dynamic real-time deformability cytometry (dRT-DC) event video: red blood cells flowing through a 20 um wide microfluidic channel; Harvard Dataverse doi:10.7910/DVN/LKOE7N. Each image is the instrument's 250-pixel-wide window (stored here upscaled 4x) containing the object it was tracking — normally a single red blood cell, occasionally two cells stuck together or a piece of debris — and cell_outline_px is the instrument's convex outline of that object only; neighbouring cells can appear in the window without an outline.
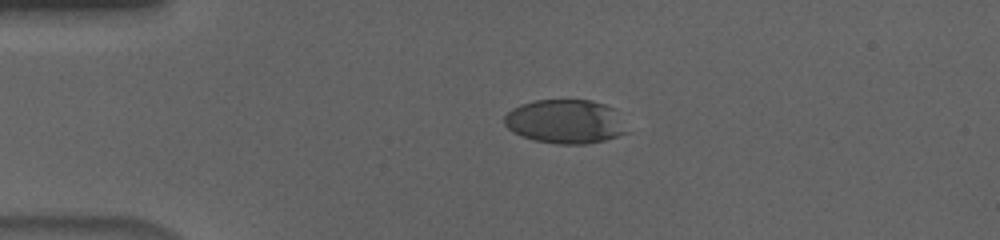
{"species": "human", "species_latin": "Homo sapiens", "temperature_condition": "cold", "stored_images_in_passage": 55, "camera_frame_rate_fps": 3000, "um_per_image_px": 0.085, "donor": {"sex": "male"}, "frame": {"image": 1, "passage_image": 12, "time_ms": 3.667, "image_size_px": [1000, 240], "cell_outline_px": [[628, 132], [604, 140], [588, 144], [556, 144], [536, 140], [512, 132], [504, 124], [504, 116], [512, 108], [520, 104], [536, 100], [592, 100], [604, 104], [612, 108]], "centroid_in_image_um": [48.0, 10.33], "position_along_channel_um": 37.0, "area_um2": 31.1}}
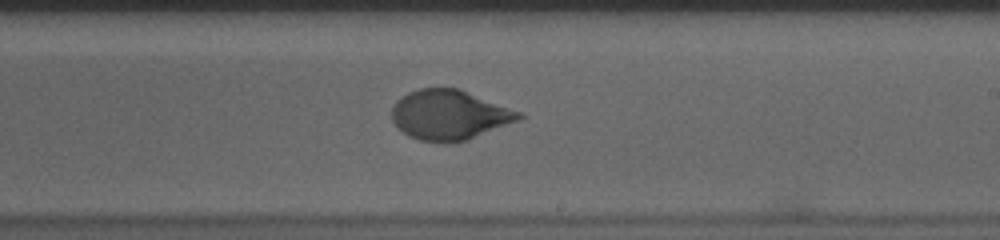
{"frame": {"image": 2, "passage_image": 33, "time_ms": 10.667, "image_size_px": [1000, 240], "cell_outline_px": [[524, 116], [516, 120], [468, 140], [448, 144], [444, 144], [420, 140], [408, 136], [392, 120], [392, 108], [396, 100], [408, 92], [420, 88], [460, 88], [524, 112]], "centroid_in_image_um": [38.21, 9.76], "position_along_channel_um": 250.8, "area_um2": 37.17}}
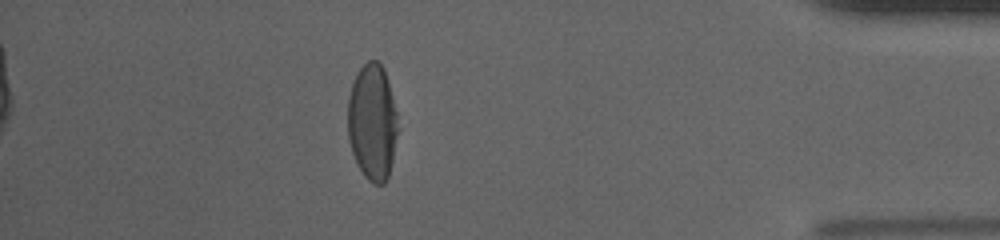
{"frame": {"image": 3, "passage_image": 49, "time_ms": 16.0, "image_size_px": [1000, 240], "cell_outline_px": [[396, 132], [392, 160], [388, 176], [384, 184], [372, 184], [364, 176], [356, 164], [348, 140], [348, 96], [352, 84], [360, 68], [368, 60], [376, 60], [384, 68], [396, 112]], "centroid_in_image_um": [31.62, 10.4], "position_along_channel_um": 403.6, "area_um2": 33.58}, "authors_computed_cell_mechanics": {"area_um2": 35.1424, "velocity_mm_per_s": 3.6339, "shape_relaxation_time_tau1_ms": 4.7377, "shape_relaxation_time_tau2_ms": null, "deformation_change_tau1": 0.1797, "deformation_change_tau2": null}}